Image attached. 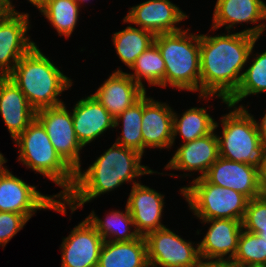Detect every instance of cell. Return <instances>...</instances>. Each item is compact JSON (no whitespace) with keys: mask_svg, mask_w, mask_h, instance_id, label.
<instances>
[{"mask_svg":"<svg viewBox=\"0 0 266 267\" xmlns=\"http://www.w3.org/2000/svg\"><path fill=\"white\" fill-rule=\"evenodd\" d=\"M209 36L200 34V96L199 99L217 97L222 103L236 92L242 79V69L258 38L246 33ZM210 96V97H209Z\"/></svg>","mask_w":266,"mask_h":267,"instance_id":"obj_1","label":"cell"},{"mask_svg":"<svg viewBox=\"0 0 266 267\" xmlns=\"http://www.w3.org/2000/svg\"><path fill=\"white\" fill-rule=\"evenodd\" d=\"M143 155L138 151L114 143L88 167L75 172L72 190L62 199L70 208L71 214L84 204L110 192L126 182L138 184L136 178L158 173L142 165ZM135 179V180H134ZM81 206V207H80Z\"/></svg>","mask_w":266,"mask_h":267,"instance_id":"obj_2","label":"cell"},{"mask_svg":"<svg viewBox=\"0 0 266 267\" xmlns=\"http://www.w3.org/2000/svg\"><path fill=\"white\" fill-rule=\"evenodd\" d=\"M7 77L20 88L35 111L64 104L58 96L73 84L37 45L20 58Z\"/></svg>","mask_w":266,"mask_h":267,"instance_id":"obj_3","label":"cell"},{"mask_svg":"<svg viewBox=\"0 0 266 267\" xmlns=\"http://www.w3.org/2000/svg\"><path fill=\"white\" fill-rule=\"evenodd\" d=\"M189 28L155 36L165 62L164 88L198 92L200 96V35Z\"/></svg>","mask_w":266,"mask_h":267,"instance_id":"obj_4","label":"cell"},{"mask_svg":"<svg viewBox=\"0 0 266 267\" xmlns=\"http://www.w3.org/2000/svg\"><path fill=\"white\" fill-rule=\"evenodd\" d=\"M14 143L19 148L18 161L61 187L55 196L64 199L74 186L75 171L56 152L43 125L35 118Z\"/></svg>","mask_w":266,"mask_h":267,"instance_id":"obj_5","label":"cell"},{"mask_svg":"<svg viewBox=\"0 0 266 267\" xmlns=\"http://www.w3.org/2000/svg\"><path fill=\"white\" fill-rule=\"evenodd\" d=\"M226 105L230 111L222 116L220 123L223 130L221 136L217 135L219 156L258 169L266 148L261 143L254 116L242 104L238 107Z\"/></svg>","mask_w":266,"mask_h":267,"instance_id":"obj_6","label":"cell"},{"mask_svg":"<svg viewBox=\"0 0 266 267\" xmlns=\"http://www.w3.org/2000/svg\"><path fill=\"white\" fill-rule=\"evenodd\" d=\"M180 188L189 209L200 220L234 219L243 221L249 199L233 189L216 186L204 177Z\"/></svg>","mask_w":266,"mask_h":267,"instance_id":"obj_7","label":"cell"},{"mask_svg":"<svg viewBox=\"0 0 266 267\" xmlns=\"http://www.w3.org/2000/svg\"><path fill=\"white\" fill-rule=\"evenodd\" d=\"M36 188L6 169L0 175V212L23 214L28 220L42 209L66 215L68 208L62 200L55 195H43Z\"/></svg>","mask_w":266,"mask_h":267,"instance_id":"obj_8","label":"cell"},{"mask_svg":"<svg viewBox=\"0 0 266 267\" xmlns=\"http://www.w3.org/2000/svg\"><path fill=\"white\" fill-rule=\"evenodd\" d=\"M145 240L149 267H202L198 243L194 246L170 228L152 231Z\"/></svg>","mask_w":266,"mask_h":267,"instance_id":"obj_9","label":"cell"},{"mask_svg":"<svg viewBox=\"0 0 266 267\" xmlns=\"http://www.w3.org/2000/svg\"><path fill=\"white\" fill-rule=\"evenodd\" d=\"M65 105L40 109L35 118L45 128L56 152L76 172L81 169L80 151L84 147L76 137L72 114Z\"/></svg>","mask_w":266,"mask_h":267,"instance_id":"obj_10","label":"cell"},{"mask_svg":"<svg viewBox=\"0 0 266 267\" xmlns=\"http://www.w3.org/2000/svg\"><path fill=\"white\" fill-rule=\"evenodd\" d=\"M29 23L28 13L13 12L0 17V77L8 76L20 58L36 45L27 34Z\"/></svg>","mask_w":266,"mask_h":267,"instance_id":"obj_11","label":"cell"},{"mask_svg":"<svg viewBox=\"0 0 266 267\" xmlns=\"http://www.w3.org/2000/svg\"><path fill=\"white\" fill-rule=\"evenodd\" d=\"M187 18L186 13L170 0H147L130 7L123 22L137 25L156 36L182 30L176 24Z\"/></svg>","mask_w":266,"mask_h":267,"instance_id":"obj_12","label":"cell"},{"mask_svg":"<svg viewBox=\"0 0 266 267\" xmlns=\"http://www.w3.org/2000/svg\"><path fill=\"white\" fill-rule=\"evenodd\" d=\"M62 240L61 267H97L104 240L86 218Z\"/></svg>","mask_w":266,"mask_h":267,"instance_id":"obj_13","label":"cell"},{"mask_svg":"<svg viewBox=\"0 0 266 267\" xmlns=\"http://www.w3.org/2000/svg\"><path fill=\"white\" fill-rule=\"evenodd\" d=\"M265 2L263 0H217L213 11L212 29H220L226 26L225 30L230 31L236 24L253 23L260 24L246 28L242 32L255 36L258 39L266 29L264 22Z\"/></svg>","mask_w":266,"mask_h":267,"instance_id":"obj_14","label":"cell"},{"mask_svg":"<svg viewBox=\"0 0 266 267\" xmlns=\"http://www.w3.org/2000/svg\"><path fill=\"white\" fill-rule=\"evenodd\" d=\"M201 221L203 224L211 223L206 235L198 243L202 263L232 260L236 254L239 236L243 230L242 221L224 218Z\"/></svg>","mask_w":266,"mask_h":267,"instance_id":"obj_15","label":"cell"},{"mask_svg":"<svg viewBox=\"0 0 266 267\" xmlns=\"http://www.w3.org/2000/svg\"><path fill=\"white\" fill-rule=\"evenodd\" d=\"M204 178L216 186L240 192L249 200L263 194L258 180V169L246 163L219 157Z\"/></svg>","mask_w":266,"mask_h":267,"instance_id":"obj_16","label":"cell"},{"mask_svg":"<svg viewBox=\"0 0 266 267\" xmlns=\"http://www.w3.org/2000/svg\"><path fill=\"white\" fill-rule=\"evenodd\" d=\"M218 124L215 122V129L208 135L177 147L164 169L183 170L190 173L198 171L201 175L194 179L204 177L211 165L220 157L218 137L215 134V130L219 127Z\"/></svg>","mask_w":266,"mask_h":267,"instance_id":"obj_17","label":"cell"},{"mask_svg":"<svg viewBox=\"0 0 266 267\" xmlns=\"http://www.w3.org/2000/svg\"><path fill=\"white\" fill-rule=\"evenodd\" d=\"M164 199L163 194L140 182L132 186L126 206L140 236L166 227L161 223Z\"/></svg>","mask_w":266,"mask_h":267,"instance_id":"obj_18","label":"cell"},{"mask_svg":"<svg viewBox=\"0 0 266 267\" xmlns=\"http://www.w3.org/2000/svg\"><path fill=\"white\" fill-rule=\"evenodd\" d=\"M173 109L168 103L143 96L142 139L145 148L171 149L173 143Z\"/></svg>","mask_w":266,"mask_h":267,"instance_id":"obj_19","label":"cell"},{"mask_svg":"<svg viewBox=\"0 0 266 267\" xmlns=\"http://www.w3.org/2000/svg\"><path fill=\"white\" fill-rule=\"evenodd\" d=\"M146 90L137 84L127 72L116 69L92 96L114 117L133 106Z\"/></svg>","mask_w":266,"mask_h":267,"instance_id":"obj_20","label":"cell"},{"mask_svg":"<svg viewBox=\"0 0 266 267\" xmlns=\"http://www.w3.org/2000/svg\"><path fill=\"white\" fill-rule=\"evenodd\" d=\"M71 114L76 137L83 147L115 128V118L92 94L78 100Z\"/></svg>","mask_w":266,"mask_h":267,"instance_id":"obj_21","label":"cell"},{"mask_svg":"<svg viewBox=\"0 0 266 267\" xmlns=\"http://www.w3.org/2000/svg\"><path fill=\"white\" fill-rule=\"evenodd\" d=\"M0 114L13 140L27 129L36 114L20 88L7 76L0 77Z\"/></svg>","mask_w":266,"mask_h":267,"instance_id":"obj_22","label":"cell"},{"mask_svg":"<svg viewBox=\"0 0 266 267\" xmlns=\"http://www.w3.org/2000/svg\"><path fill=\"white\" fill-rule=\"evenodd\" d=\"M97 267H149L145 237L128 242L105 241Z\"/></svg>","mask_w":266,"mask_h":267,"instance_id":"obj_23","label":"cell"},{"mask_svg":"<svg viewBox=\"0 0 266 267\" xmlns=\"http://www.w3.org/2000/svg\"><path fill=\"white\" fill-rule=\"evenodd\" d=\"M104 220L99 218L94 211L86 217L87 221L95 228L105 241L128 242L137 239L140 235L135 228L134 221L127 206L125 212L110 211Z\"/></svg>","mask_w":266,"mask_h":267,"instance_id":"obj_24","label":"cell"},{"mask_svg":"<svg viewBox=\"0 0 266 267\" xmlns=\"http://www.w3.org/2000/svg\"><path fill=\"white\" fill-rule=\"evenodd\" d=\"M112 40L119 59L130 69L136 59L154 43L155 35L129 23L125 29L113 33Z\"/></svg>","mask_w":266,"mask_h":267,"instance_id":"obj_25","label":"cell"},{"mask_svg":"<svg viewBox=\"0 0 266 267\" xmlns=\"http://www.w3.org/2000/svg\"><path fill=\"white\" fill-rule=\"evenodd\" d=\"M215 122L205 107H192L182 115L173 111L172 146L178 134L182 136L184 143L208 135L215 129Z\"/></svg>","mask_w":266,"mask_h":267,"instance_id":"obj_26","label":"cell"},{"mask_svg":"<svg viewBox=\"0 0 266 267\" xmlns=\"http://www.w3.org/2000/svg\"><path fill=\"white\" fill-rule=\"evenodd\" d=\"M134 73H127L137 84L145 86L142 80H146L151 86L164 88L165 62L158 46L153 43L145 50L130 68Z\"/></svg>","mask_w":266,"mask_h":267,"instance_id":"obj_27","label":"cell"},{"mask_svg":"<svg viewBox=\"0 0 266 267\" xmlns=\"http://www.w3.org/2000/svg\"><path fill=\"white\" fill-rule=\"evenodd\" d=\"M80 5L75 0H47L39 9L59 36L70 37L79 18Z\"/></svg>","mask_w":266,"mask_h":267,"instance_id":"obj_28","label":"cell"},{"mask_svg":"<svg viewBox=\"0 0 266 267\" xmlns=\"http://www.w3.org/2000/svg\"><path fill=\"white\" fill-rule=\"evenodd\" d=\"M263 51L252 57V63L243 71L239 87L227 103L238 106L244 98L266 92V50Z\"/></svg>","mask_w":266,"mask_h":267,"instance_id":"obj_29","label":"cell"},{"mask_svg":"<svg viewBox=\"0 0 266 267\" xmlns=\"http://www.w3.org/2000/svg\"><path fill=\"white\" fill-rule=\"evenodd\" d=\"M142 116L143 97L115 118V128L122 122L121 136H118L115 143L143 155Z\"/></svg>","mask_w":266,"mask_h":267,"instance_id":"obj_30","label":"cell"},{"mask_svg":"<svg viewBox=\"0 0 266 267\" xmlns=\"http://www.w3.org/2000/svg\"><path fill=\"white\" fill-rule=\"evenodd\" d=\"M231 261L239 266L266 265V240L260 234L243 229L236 254Z\"/></svg>","mask_w":266,"mask_h":267,"instance_id":"obj_31","label":"cell"},{"mask_svg":"<svg viewBox=\"0 0 266 267\" xmlns=\"http://www.w3.org/2000/svg\"><path fill=\"white\" fill-rule=\"evenodd\" d=\"M242 227L266 240V194L248 201Z\"/></svg>","mask_w":266,"mask_h":267,"instance_id":"obj_32","label":"cell"},{"mask_svg":"<svg viewBox=\"0 0 266 267\" xmlns=\"http://www.w3.org/2000/svg\"><path fill=\"white\" fill-rule=\"evenodd\" d=\"M28 221L23 214L0 212V246L4 248Z\"/></svg>","mask_w":266,"mask_h":267,"instance_id":"obj_33","label":"cell"},{"mask_svg":"<svg viewBox=\"0 0 266 267\" xmlns=\"http://www.w3.org/2000/svg\"><path fill=\"white\" fill-rule=\"evenodd\" d=\"M258 180L263 194H266V151L263 160L258 168Z\"/></svg>","mask_w":266,"mask_h":267,"instance_id":"obj_34","label":"cell"},{"mask_svg":"<svg viewBox=\"0 0 266 267\" xmlns=\"http://www.w3.org/2000/svg\"><path fill=\"white\" fill-rule=\"evenodd\" d=\"M254 121L261 139V143L266 148V112L264 113V116L262 117L260 123L255 118Z\"/></svg>","mask_w":266,"mask_h":267,"instance_id":"obj_35","label":"cell"},{"mask_svg":"<svg viewBox=\"0 0 266 267\" xmlns=\"http://www.w3.org/2000/svg\"><path fill=\"white\" fill-rule=\"evenodd\" d=\"M14 6L12 4L11 0H0V17H5L13 12H17V10L14 9Z\"/></svg>","mask_w":266,"mask_h":267,"instance_id":"obj_36","label":"cell"},{"mask_svg":"<svg viewBox=\"0 0 266 267\" xmlns=\"http://www.w3.org/2000/svg\"><path fill=\"white\" fill-rule=\"evenodd\" d=\"M202 267H240V266L231 260H222V261L204 262L202 263Z\"/></svg>","mask_w":266,"mask_h":267,"instance_id":"obj_37","label":"cell"},{"mask_svg":"<svg viewBox=\"0 0 266 267\" xmlns=\"http://www.w3.org/2000/svg\"><path fill=\"white\" fill-rule=\"evenodd\" d=\"M28 2L39 10L47 2V0H28Z\"/></svg>","mask_w":266,"mask_h":267,"instance_id":"obj_38","label":"cell"},{"mask_svg":"<svg viewBox=\"0 0 266 267\" xmlns=\"http://www.w3.org/2000/svg\"><path fill=\"white\" fill-rule=\"evenodd\" d=\"M7 162L6 158L2 155V153L0 152V175L7 169L3 164H5Z\"/></svg>","mask_w":266,"mask_h":267,"instance_id":"obj_39","label":"cell"},{"mask_svg":"<svg viewBox=\"0 0 266 267\" xmlns=\"http://www.w3.org/2000/svg\"><path fill=\"white\" fill-rule=\"evenodd\" d=\"M240 267H266V265H243Z\"/></svg>","mask_w":266,"mask_h":267,"instance_id":"obj_40","label":"cell"},{"mask_svg":"<svg viewBox=\"0 0 266 267\" xmlns=\"http://www.w3.org/2000/svg\"><path fill=\"white\" fill-rule=\"evenodd\" d=\"M79 5L80 4H82L83 2H86L87 3V1L89 2L90 0H75Z\"/></svg>","mask_w":266,"mask_h":267,"instance_id":"obj_41","label":"cell"},{"mask_svg":"<svg viewBox=\"0 0 266 267\" xmlns=\"http://www.w3.org/2000/svg\"><path fill=\"white\" fill-rule=\"evenodd\" d=\"M264 20L266 21V3H265V13H264Z\"/></svg>","mask_w":266,"mask_h":267,"instance_id":"obj_42","label":"cell"}]
</instances>
